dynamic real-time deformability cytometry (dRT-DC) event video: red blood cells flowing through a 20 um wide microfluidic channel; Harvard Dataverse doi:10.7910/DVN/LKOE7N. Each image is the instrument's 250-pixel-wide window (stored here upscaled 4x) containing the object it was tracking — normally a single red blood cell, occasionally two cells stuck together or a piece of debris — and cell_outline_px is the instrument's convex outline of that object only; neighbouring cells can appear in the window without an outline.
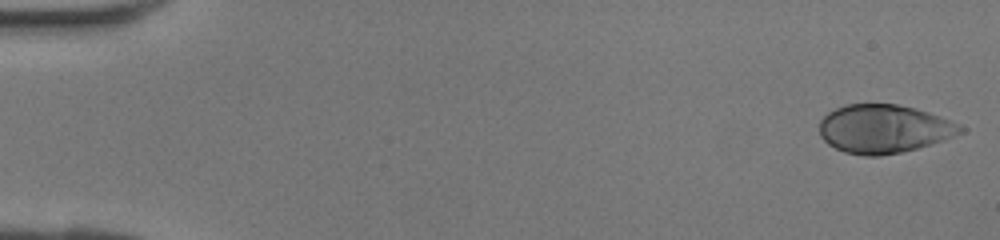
{"species": "human", "species_latin": "Homo sapiens", "temperature_condition": "room temperature", "stored_images_in_passage": 41, "camera_frame_rate_fps": 3000, "um_per_image_px": 0.085, "donor": {"sex": "female"}, "frame": {"image": 1, "passage_image": 1, "time_ms": 0.0, "image_size_px": [1000, 240], "cell_outline_px": [[968, 128], [964, 132], [944, 140], [916, 148], [900, 152], [880, 156], [864, 156], [844, 152], [828, 144], [820, 136], [820, 120], [828, 112], [844, 104], [896, 104], [916, 108], [940, 116], [960, 124]], "centroid_in_image_um": [75.15, 10.95], "position_along_channel_um": 9.9, "area_um2": 40.0}}
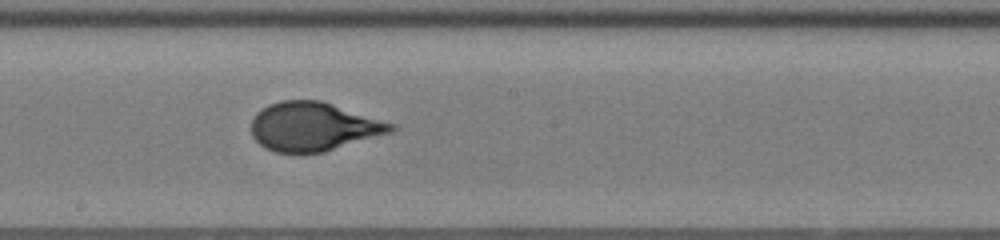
{"frame": {"image": 2, "passage_image": 23, "time_ms": 7.333, "image_size_px": [1000, 240], "cell_outline_px": [[400, 128], [392, 132], [324, 152], [276, 152], [264, 148], [252, 136], [252, 120], [256, 112], [268, 104], [280, 100], [320, 100], [396, 124]], "centroid_in_image_um": [26.66, 10.75], "position_along_channel_um": 221.5, "area_um2": 39.71}}
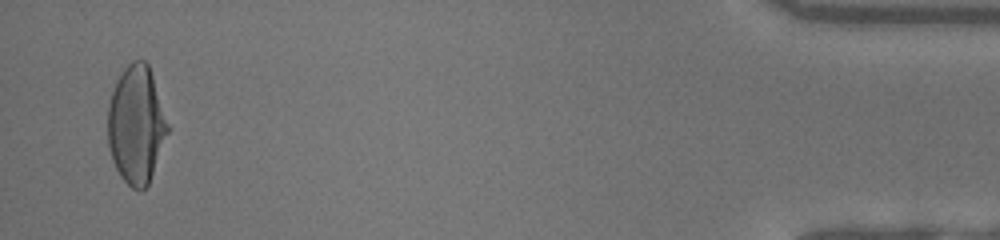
{"frame": {"image": 3, "passage_image": 40, "time_ms": 13.0, "image_size_px": [1000, 240], "cell_outline_px": [[168, 132], [148, 184], [140, 192], [132, 188], [120, 176], [112, 160], [108, 144], [108, 104], [112, 92], [124, 68], [132, 60], [144, 60], [148, 64], [168, 124]], "centroid_in_image_um": [11.56, 10.62], "position_along_channel_um": 423.6, "area_um2": 40.52}}